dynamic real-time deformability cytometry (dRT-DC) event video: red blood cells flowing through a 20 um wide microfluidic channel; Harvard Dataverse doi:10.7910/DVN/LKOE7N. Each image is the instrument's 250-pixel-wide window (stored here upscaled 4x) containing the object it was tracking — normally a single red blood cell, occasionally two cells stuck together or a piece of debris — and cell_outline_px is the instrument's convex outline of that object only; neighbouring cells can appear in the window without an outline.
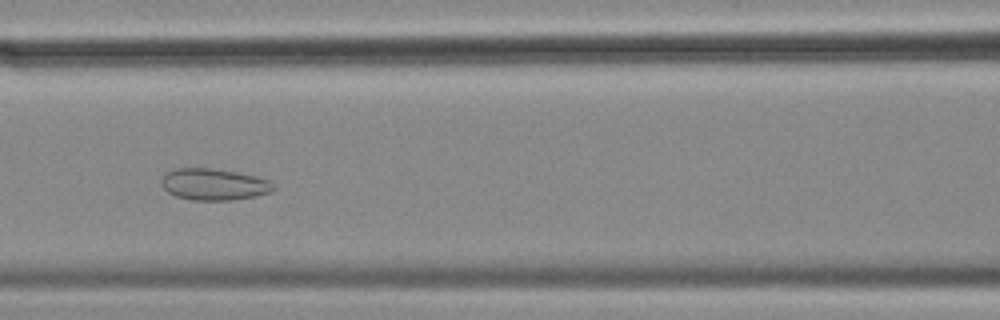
{"species": "common noctule bat (a hibernating species)", "species_latin": "Nyctalus noctula", "temperature_condition": "cold", "stored_images_in_passage": 50, "camera_frame_rate_fps": 3000, "um_per_image_px": 0.085, "animal": {"sex": "female", "body_mass_g": 18.4}, "frame": {"image": 1, "passage_image": 18, "time_ms": 5.667, "image_size_px": [1000, 320], "cell_outline_px": [[276, 188], [272, 192], [256, 196], [232, 200], [192, 200], [176, 196], [168, 192], [160, 184], [160, 180], [168, 172], [176, 168], [212, 168], [236, 172], [256, 176], [268, 180], [276, 184]], "centroid_in_image_um": [18.21, 15.67], "position_along_channel_um": 148.4, "area_um2": 20.75}}
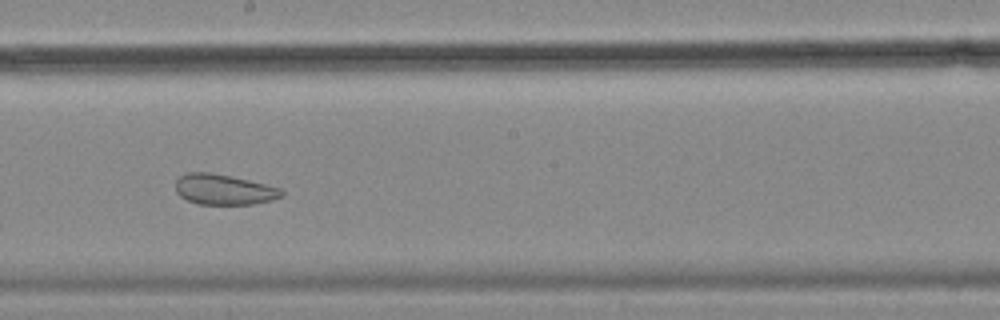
{"frame": {"image": 2, "passage_image": 25, "time_ms": 8.0, "image_size_px": [1000, 320], "cell_outline_px": [[284, 196], [272, 200], [252, 204], [196, 204], [180, 196], [176, 192], [176, 180], [180, 176], [188, 172], [208, 172], [248, 180], [280, 188], [284, 192]], "centroid_in_image_um": [19.02, 16.12], "position_along_channel_um": 229.2, "area_um2": 18.67}}
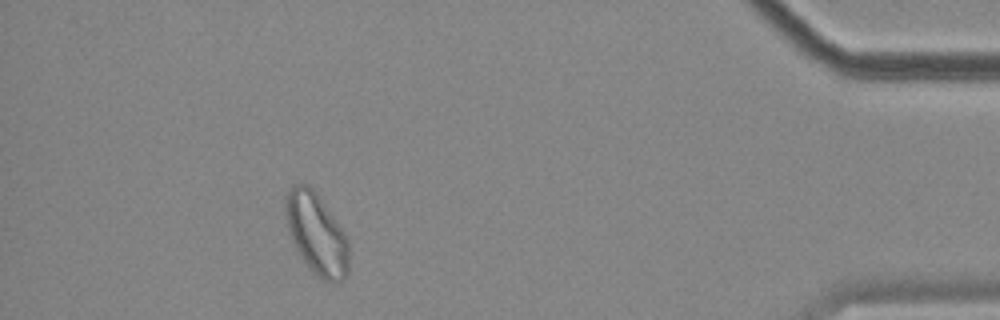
{"frame": {"image": 3, "passage_image": 45, "time_ms": 14.667, "image_size_px": [1000, 320], "cell_outline_px": [[348, 276], [344, 280], [332, 284], [328, 284], [316, 276], [304, 260], [296, 248], [288, 232], [284, 208], [284, 196], [288, 188], [292, 184], [308, 184], [316, 192], [336, 220], [344, 232], [348, 240]], "centroid_in_image_um": [26.89, 19.88], "position_along_channel_um": 408.3, "area_um2": 30.4}, "authors_computed_cell_mechanics": {"area_um2": 25.8077, "velocity_mm_per_s": 3.4804, "shape_relaxation_time_tau1_ms": null, "shape_relaxation_time_tau2_ms": 2.1771, "deformation_change_tau1": null, "deformation_change_tau2": 0.0779}}